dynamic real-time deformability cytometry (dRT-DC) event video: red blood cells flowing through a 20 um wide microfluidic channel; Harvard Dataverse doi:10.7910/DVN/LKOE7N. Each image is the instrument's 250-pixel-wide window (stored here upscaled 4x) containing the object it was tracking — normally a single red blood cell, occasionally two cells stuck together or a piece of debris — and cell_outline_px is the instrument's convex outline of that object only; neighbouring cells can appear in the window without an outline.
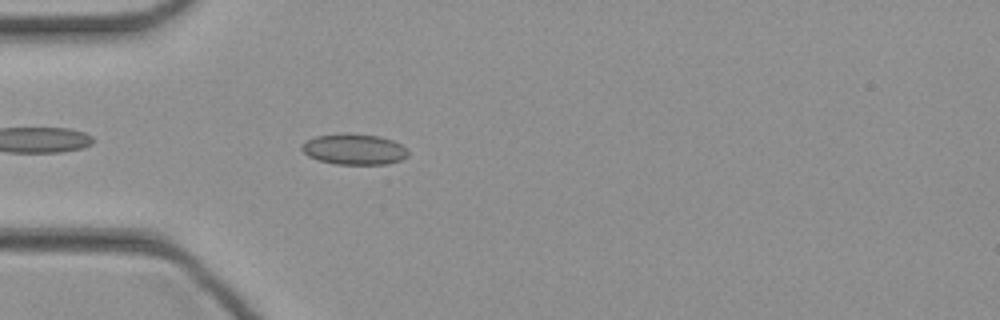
{"species": "common noctule bat (a hibernating species)", "species_latin": "Nyctalus noctula", "temperature_condition": "cold", "stored_images_in_passage": 36, "camera_frame_rate_fps": 3000, "um_per_image_px": 0.085, "animal": {"sex": "female", "body_mass_g": 21.9}, "frame": {"image": 1, "passage_image": 4, "time_ms": 1.0, "image_size_px": [1000, 320], "cell_outline_px": [[408, 156], [400, 160], [388, 164], [336, 164], [320, 160], [308, 156], [300, 148], [300, 144], [316, 136], [344, 132], [352, 132], [380, 136], [392, 140], [408, 148]], "centroid_in_image_um": [30.11, 12.66], "position_along_channel_um": 54.9, "area_um2": 19.36}}
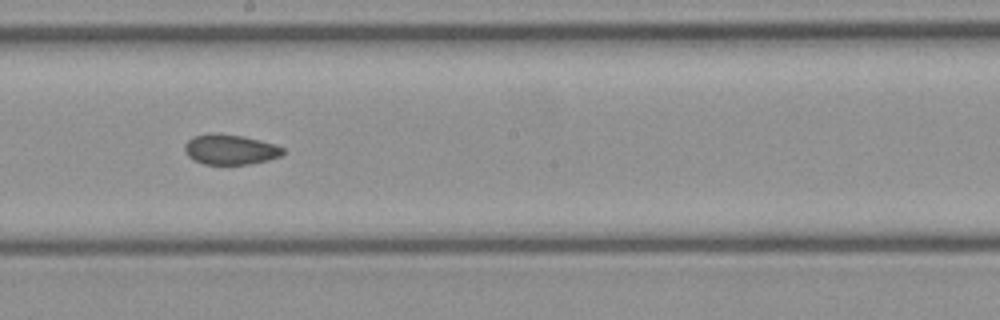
{"frame": {"image": 2, "passage_image": 16, "time_ms": 5.0, "image_size_px": [1000, 320], "cell_outline_px": [[284, 152], [280, 156], [268, 160], [248, 164], [204, 164], [192, 160], [184, 152], [184, 144], [192, 136], [208, 132], [212, 132], [244, 136], [276, 144], [284, 148]], "centroid_in_image_um": [19.53, 12.69], "position_along_channel_um": 228.7, "area_um2": 17.57}}
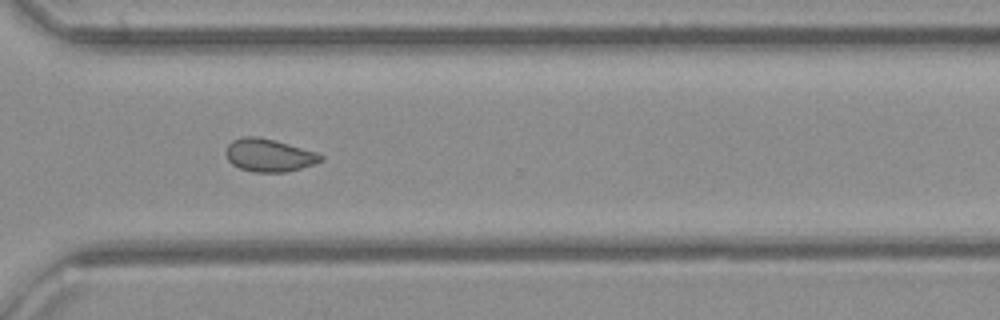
{"frame": {"image": 3, "passage_image": 24, "time_ms": 7.667, "image_size_px": [1000, 320], "cell_outline_px": [[324, 160], [300, 168], [284, 172], [256, 172], [240, 168], [232, 164], [228, 160], [224, 152], [228, 144], [232, 140], [244, 136], [256, 136], [272, 140], [316, 152], [324, 156]], "centroid_in_image_um": [22.82, 13.19], "position_along_channel_um": 347.8, "area_um2": 17.92}}